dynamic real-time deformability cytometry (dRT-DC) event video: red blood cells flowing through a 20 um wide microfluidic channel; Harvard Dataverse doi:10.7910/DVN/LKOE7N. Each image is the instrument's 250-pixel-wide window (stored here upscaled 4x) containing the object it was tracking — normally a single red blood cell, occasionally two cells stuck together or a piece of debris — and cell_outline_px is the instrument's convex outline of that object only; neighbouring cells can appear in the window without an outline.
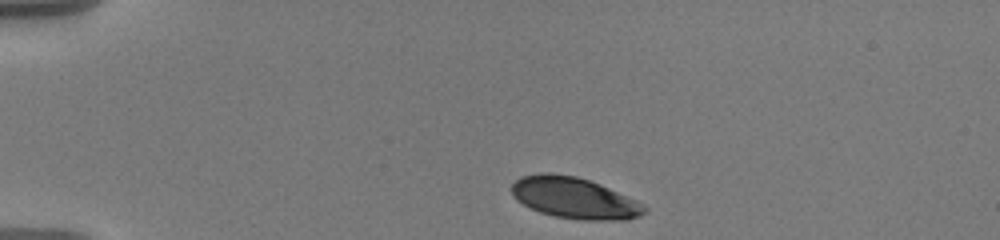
{"species": "human", "species_latin": "Homo sapiens", "temperature_condition": "warm", "stored_images_in_passage": 46, "camera_frame_rate_fps": 3000, "um_per_image_px": 0.085, "donor": {"sex": "male"}, "frame": {"image": 1, "passage_image": 1, "time_ms": 0.0, "image_size_px": [1000, 240], "cell_outline_px": [[648, 208], [640, 216], [628, 220], [580, 220], [556, 216], [540, 212], [516, 200], [512, 192], [512, 184], [520, 176], [540, 172], [548, 172], [576, 176], [600, 184], [636, 200], [644, 204]], "centroid_in_image_um": [48.83, 16.82], "position_along_channel_um": 36.2, "area_um2": 31.91}}
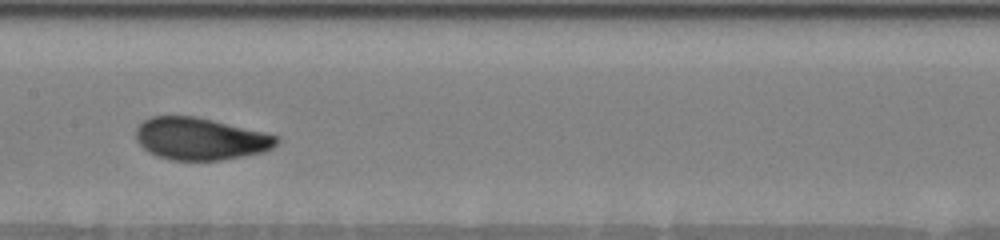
{"frame": {"image": 2, "passage_image": 21, "time_ms": 6.0, "image_size_px": [1000, 240], "cell_outline_px": [[280, 140], [272, 148], [264, 152], [220, 160], [172, 160], [156, 156], [148, 152], [136, 140], [136, 128], [144, 120], [152, 116], [196, 116], [264, 132], [280, 136]], "centroid_in_image_um": [17.03, 11.8], "position_along_channel_um": 190.4, "area_um2": 34.62}}
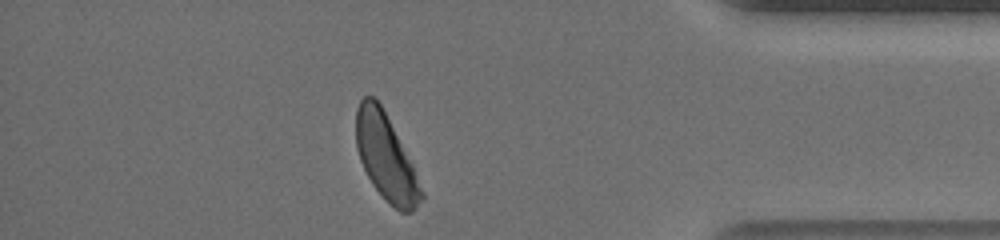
{"frame": {"image": 3, "passage_image": 43, "time_ms": 12.667, "image_size_px": [1000, 240], "cell_outline_px": [[424, 196], [416, 208], [412, 212], [400, 212], [372, 184], [360, 160], [356, 148], [356, 108], [360, 100], [364, 96], [376, 96], [412, 164], [424, 192]], "centroid_in_image_um": [32.79, 13.35], "position_along_channel_um": 402.4, "area_um2": 32.14}, "authors_computed_cell_mechanics": {"area_um2": 34.6222, "velocity_mm_per_s": 3.5667, "shape_relaxation_time_tau1_ms": 3.5398, "shape_relaxation_time_tau2_ms": null, "deformation_change_tau1": 0.1513, "deformation_change_tau2": null}}